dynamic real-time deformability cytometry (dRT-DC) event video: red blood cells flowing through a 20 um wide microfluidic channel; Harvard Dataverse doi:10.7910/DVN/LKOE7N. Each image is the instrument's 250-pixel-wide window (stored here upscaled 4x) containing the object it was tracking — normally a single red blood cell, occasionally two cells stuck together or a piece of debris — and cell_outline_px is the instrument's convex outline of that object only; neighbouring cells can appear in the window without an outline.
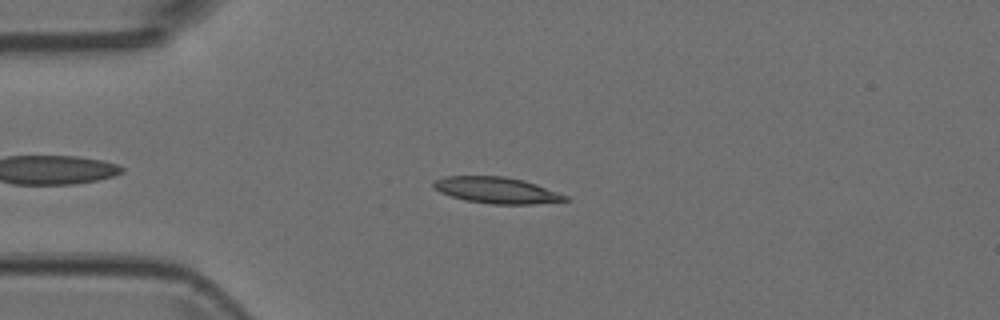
{"species": "Egyptian fruit bat (a non-hibernating species)", "species_latin": "Rousettus aegyptiacus", "temperature_condition": "room temperature", "stored_images_in_passage": 9, "camera_frame_rate_fps": 3000, "um_per_image_px": 0.085, "animal": {"sex": "female"}, "frame": {"image": 1, "passage_image": 3, "time_ms": 0.667, "image_size_px": [1000, 320], "cell_outline_px": [[572, 200], [532, 204], [492, 204], [464, 200], [440, 192], [432, 188], [432, 184], [436, 180], [444, 176], [504, 176], [524, 180], [536, 184], [568, 196]], "centroid_in_image_um": [42.21, 16.17], "position_along_channel_um": 42.8, "area_um2": 20.17}}
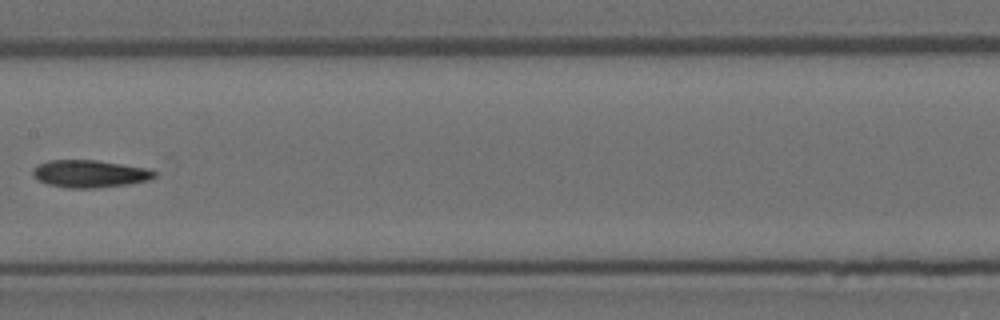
{"frame": {"image": 2, "passage_image": 7, "time_ms": 2.0, "image_size_px": [1000, 320], "cell_outline_px": [[156, 176], [148, 180], [128, 184], [96, 188], [68, 188], [48, 184], [36, 180], [32, 176], [32, 168], [48, 160], [96, 160], [144, 168], [156, 172]], "centroid_in_image_um": [7.56, 14.77], "position_along_channel_um": 199.8, "area_um2": 19.36}}
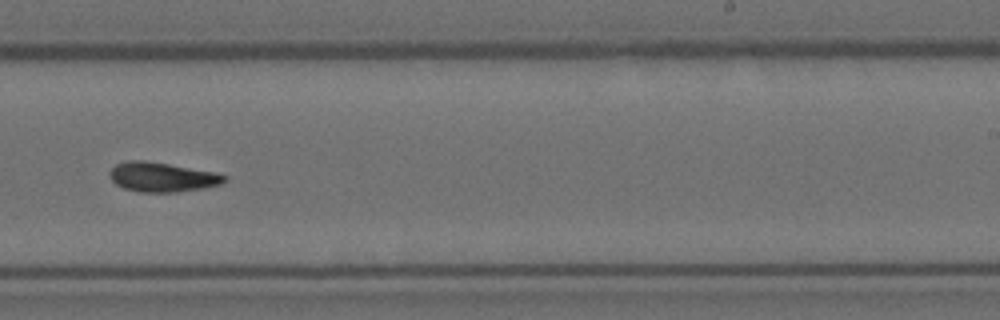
{"frame": {"image": 3, "passage_image": 9, "time_ms": 2.667, "image_size_px": [1000, 320], "cell_outline_px": [[228, 180], [220, 184], [204, 188], [176, 192], [140, 192], [124, 188], [116, 184], [108, 176], [108, 172], [116, 164], [128, 160], [144, 160], [216, 172], [228, 176]], "centroid_in_image_um": [13.78, 15.05], "position_along_channel_um": 275.2, "area_um2": 19.83}}